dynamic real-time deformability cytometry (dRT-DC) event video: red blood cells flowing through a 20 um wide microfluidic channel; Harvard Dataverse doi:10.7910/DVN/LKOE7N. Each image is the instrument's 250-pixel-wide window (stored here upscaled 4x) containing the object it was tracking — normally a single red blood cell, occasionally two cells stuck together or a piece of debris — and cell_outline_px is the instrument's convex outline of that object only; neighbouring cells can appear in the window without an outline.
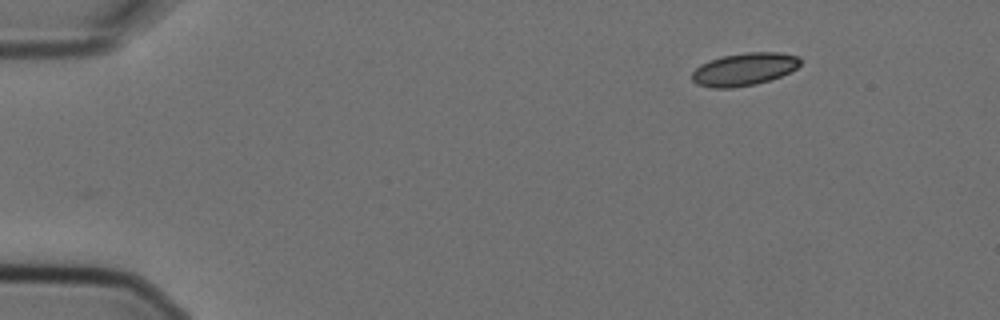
{"species": "Egyptian fruit bat (a non-hibernating species)", "species_latin": "Rousettus aegyptiacus", "temperature_condition": "cold", "stored_images_in_passage": 4, "camera_frame_rate_fps": 3000, "um_per_image_px": 0.085, "animal": {"sex": "female"}, "frame": {"image": 1, "passage_image": 1, "time_ms": 0.0, "image_size_px": [1000, 320], "cell_outline_px": [[800, 64], [796, 68], [780, 76], [756, 84], [732, 88], [712, 88], [696, 84], [692, 80], [692, 72], [700, 64], [724, 56], [744, 52], [780, 52], [800, 56]], "centroid_in_image_um": [63.25, 5.88], "position_along_channel_um": 21.8, "area_um2": 20.58}}